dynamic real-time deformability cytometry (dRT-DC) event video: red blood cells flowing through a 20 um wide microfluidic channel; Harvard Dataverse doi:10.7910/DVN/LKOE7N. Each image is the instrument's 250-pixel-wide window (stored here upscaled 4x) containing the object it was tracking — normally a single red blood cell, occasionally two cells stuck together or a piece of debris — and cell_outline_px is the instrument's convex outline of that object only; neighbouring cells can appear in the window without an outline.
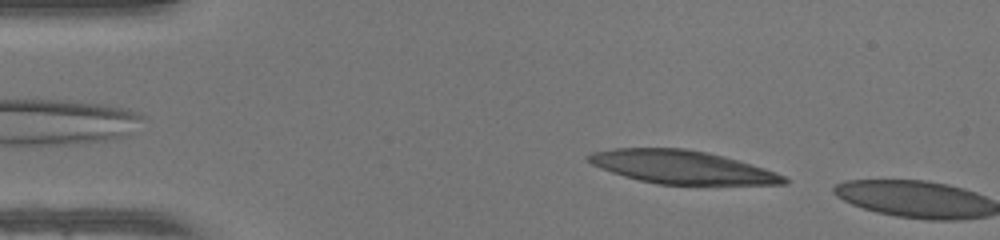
{"species": "human", "species_latin": "Homo sapiens", "temperature_condition": "warm", "stored_images_in_passage": 4, "camera_frame_rate_fps": 3000, "um_per_image_px": 0.085, "donor": {"sex": "female"}, "frame": {"image": 1, "passage_image": 3, "time_ms": 0.667, "image_size_px": [1000, 240], "cell_outline_px": [[788, 184], [656, 184], [624, 176], [600, 168], [592, 164], [584, 156], [592, 152], [612, 148], [684, 148], [708, 152], [724, 156], [752, 164], [776, 172], [784, 176], [788, 180]], "centroid_in_image_um": [57.94, 14.19], "position_along_channel_um": 27.1, "area_um2": 37.69}}